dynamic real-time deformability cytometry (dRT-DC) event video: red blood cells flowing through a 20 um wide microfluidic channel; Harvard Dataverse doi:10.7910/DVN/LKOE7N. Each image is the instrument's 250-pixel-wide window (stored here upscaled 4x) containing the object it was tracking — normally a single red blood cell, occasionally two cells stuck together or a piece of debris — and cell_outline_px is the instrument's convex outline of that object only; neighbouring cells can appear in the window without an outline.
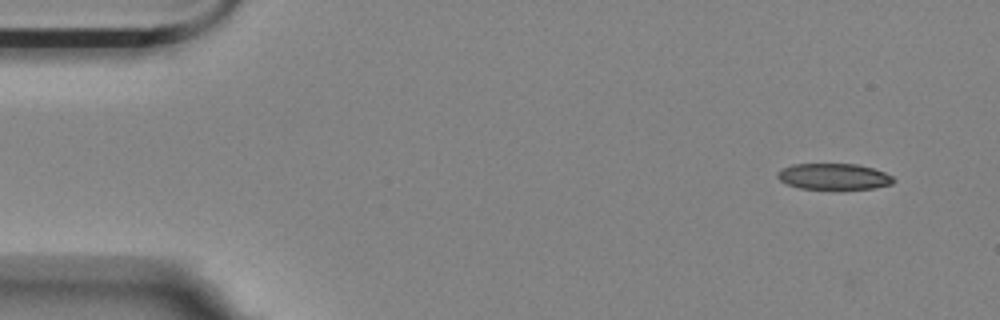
{"species": "Egyptian fruit bat (a non-hibernating species)", "species_latin": "Rousettus aegyptiacus", "temperature_condition": "room temperature", "stored_images_in_passage": 6, "camera_frame_rate_fps": 3000, "um_per_image_px": 0.085, "animal": {"sex": "female"}, "frame": {"image": 1, "passage_image": 1, "time_ms": 0.0, "image_size_px": [1000, 320], "cell_outline_px": [[896, 180], [892, 184], [872, 188], [800, 188], [788, 184], [780, 180], [776, 176], [776, 172], [792, 164], [856, 164], [872, 168], [884, 172], [892, 176]], "centroid_in_image_um": [70.87, 14.99], "position_along_channel_um": 14.1, "area_um2": 17.34}}
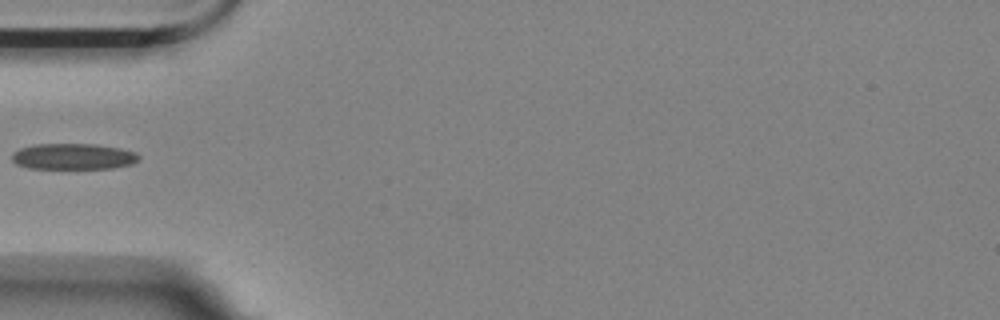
{"frame": {"image": 2, "passage_image": 5, "time_ms": 4.667, "image_size_px": [1000, 320], "cell_outline_px": [[140, 160], [132, 164], [112, 168], [28, 168], [16, 164], [12, 160], [12, 152], [20, 148], [36, 144], [96, 144], [120, 148], [136, 152], [140, 156]], "centroid_in_image_um": [6.24, 13.29], "position_along_channel_um": 78.8, "area_um2": 19.31}}
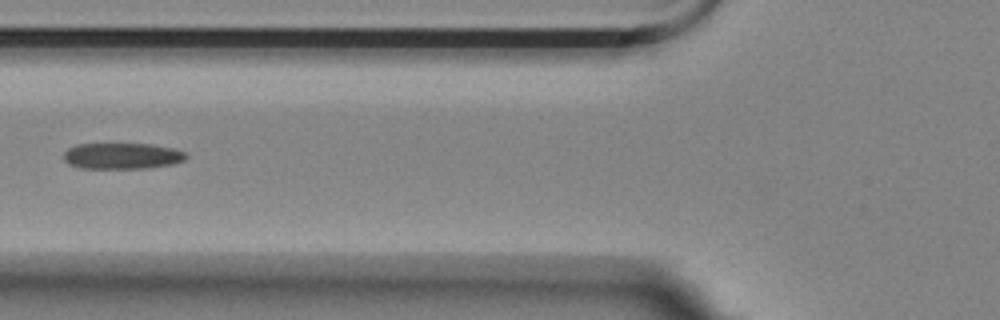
{"frame": {"image": 3, "passage_image": 6, "time_ms": 5.667, "image_size_px": [1000, 320], "cell_outline_px": [[188, 156], [184, 160], [172, 164], [148, 168], [80, 168], [68, 164], [64, 160], [64, 152], [68, 148], [76, 144], [148, 144], [176, 148], [184, 152]], "centroid_in_image_um": [10.37, 13.25], "position_along_channel_um": 115.4, "area_um2": 18.67}}